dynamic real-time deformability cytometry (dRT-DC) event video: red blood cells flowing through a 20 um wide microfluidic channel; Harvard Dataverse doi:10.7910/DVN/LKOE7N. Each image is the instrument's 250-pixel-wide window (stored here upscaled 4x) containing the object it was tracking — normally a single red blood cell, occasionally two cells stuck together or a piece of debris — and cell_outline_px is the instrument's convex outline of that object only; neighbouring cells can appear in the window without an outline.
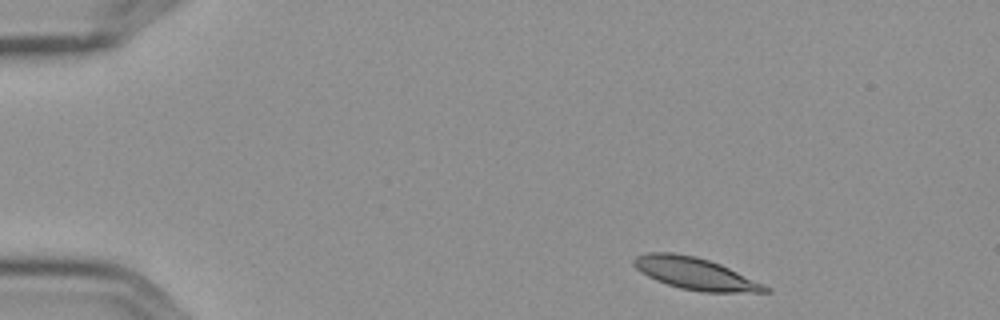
{"species": "Egyptian fruit bat (a non-hibernating species)", "species_latin": "Rousettus aegyptiacus", "temperature_condition": "cold", "stored_images_in_passage": 9, "camera_frame_rate_fps": 3000, "um_per_image_px": 0.085, "frame": {"image": 1, "passage_image": 1, "time_ms": 0.0, "image_size_px": [1000, 320], "cell_outline_px": [[772, 292], [704, 292], [680, 288], [656, 280], [640, 272], [632, 264], [632, 260], [636, 256], [648, 252], [672, 252], [696, 256], [720, 264], [764, 284], [772, 288]], "centroid_in_image_um": [59.08, 23.25], "position_along_channel_um": 25.9, "area_um2": 24.45}}
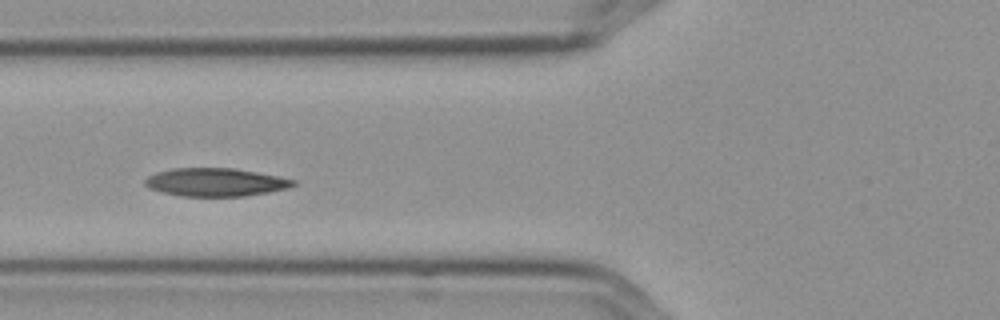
{"frame": {"image": 2, "passage_image": 5, "time_ms": 1.333, "image_size_px": [1000, 320], "cell_outline_px": [[296, 184], [288, 188], [268, 192], [244, 196], [180, 196], [160, 192], [148, 188], [144, 184], [144, 180], [148, 176], [156, 172], [172, 168], [232, 168], [256, 172], [296, 180]], "centroid_in_image_um": [18.27, 15.49], "position_along_channel_um": 107.5, "area_um2": 24.33}}
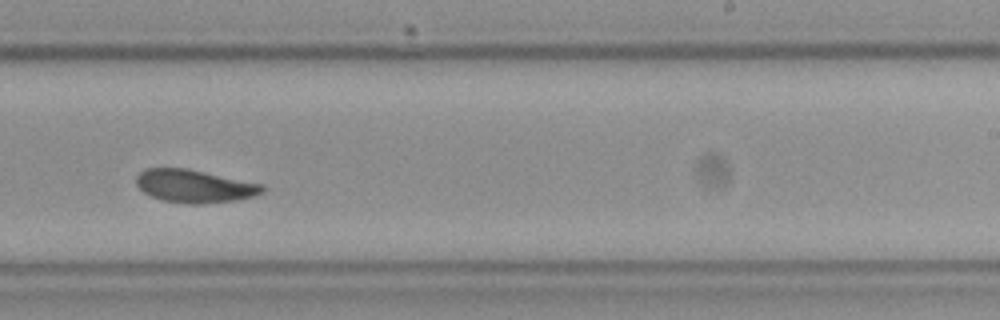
{"frame": {"image": 3, "passage_image": 9, "time_ms": 2.667, "image_size_px": [1000, 320], "cell_outline_px": [[264, 192], [256, 196], [236, 200], [200, 204], [188, 204], [160, 200], [144, 192], [136, 184], [136, 176], [140, 172], [148, 168], [184, 168], [264, 184]], "centroid_in_image_um": [16.54, 15.83], "position_along_channel_um": 272.5, "area_um2": 24.16}}